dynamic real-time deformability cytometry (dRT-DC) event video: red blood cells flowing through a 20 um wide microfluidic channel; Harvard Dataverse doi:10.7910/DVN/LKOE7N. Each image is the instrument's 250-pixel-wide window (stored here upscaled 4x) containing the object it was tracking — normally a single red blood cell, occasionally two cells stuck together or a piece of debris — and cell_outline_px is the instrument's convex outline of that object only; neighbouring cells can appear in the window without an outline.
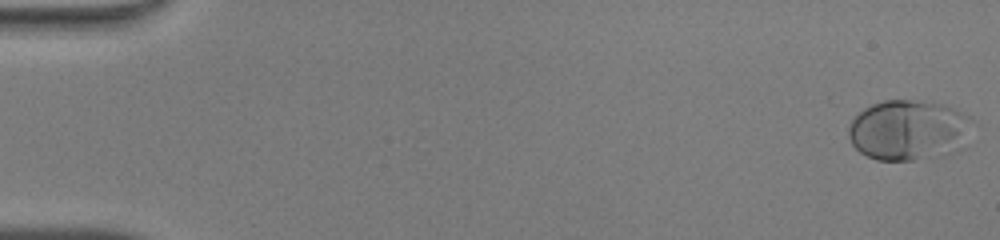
{"species": "human", "species_latin": "Homo sapiens", "temperature_condition": "warm", "stored_images_in_passage": 49, "camera_frame_rate_fps": 3000, "um_per_image_px": 0.085, "donor": {"sex": "male"}, "frame": {"image": 1, "passage_image": 1, "time_ms": 0.0, "image_size_px": [1000, 240], "cell_outline_px": [[972, 120], [960, 148], [936, 156], [912, 160], [876, 160], [860, 152], [852, 144], [848, 136], [848, 124], [864, 108], [872, 104], [884, 100], [912, 100], [944, 104], [972, 116]], "centroid_in_image_um": [77.18, 11.04], "position_along_channel_um": 7.8, "area_um2": 43.18}}
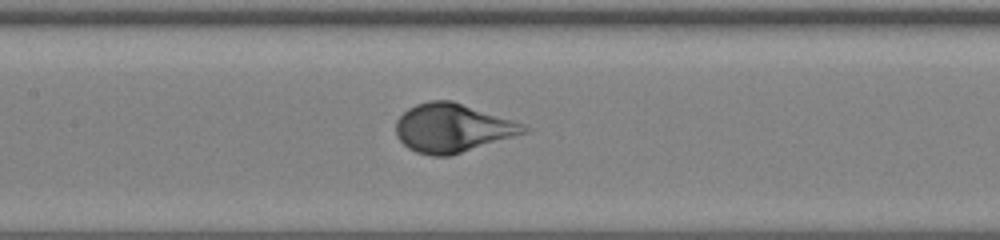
{"frame": {"image": 2, "passage_image": 24, "time_ms": 7.667, "image_size_px": [1000, 240], "cell_outline_px": [[532, 128], [528, 132], [452, 156], [432, 156], [416, 152], [408, 148], [396, 136], [396, 120], [408, 108], [416, 104], [428, 100], [452, 100], [524, 124]], "centroid_in_image_um": [38.46, 10.89], "position_along_channel_um": 168.9, "area_um2": 36.41}}
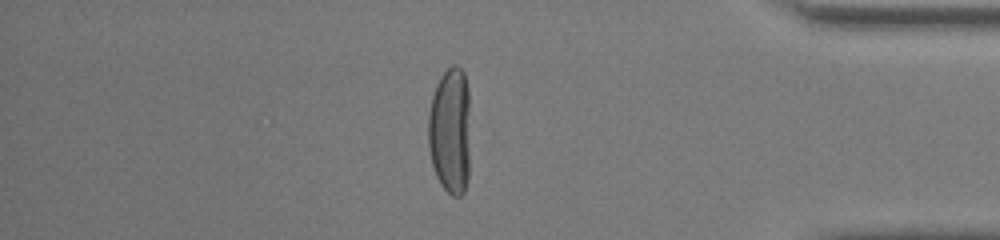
{"frame": {"image": 3, "passage_image": 42, "time_ms": 13.667, "image_size_px": [1000, 240], "cell_outline_px": [[468, 180], [464, 192], [460, 196], [452, 196], [440, 184], [436, 176], [432, 164], [428, 148], [428, 112], [432, 96], [436, 84], [440, 76], [452, 64], [456, 64], [464, 72], [468, 88]], "centroid_in_image_um": [38.24, 11.1], "position_along_channel_um": 397.0, "area_um2": 31.33}, "authors_computed_cell_mechanics": {"area_um2": 37.2232, "velocity_mm_per_s": 4.2565, "shape_relaxation_time_tau1_ms": 2.9119, "shape_relaxation_time_tau2_ms": null, "deformation_change_tau1": 0.1957, "deformation_change_tau2": null}}